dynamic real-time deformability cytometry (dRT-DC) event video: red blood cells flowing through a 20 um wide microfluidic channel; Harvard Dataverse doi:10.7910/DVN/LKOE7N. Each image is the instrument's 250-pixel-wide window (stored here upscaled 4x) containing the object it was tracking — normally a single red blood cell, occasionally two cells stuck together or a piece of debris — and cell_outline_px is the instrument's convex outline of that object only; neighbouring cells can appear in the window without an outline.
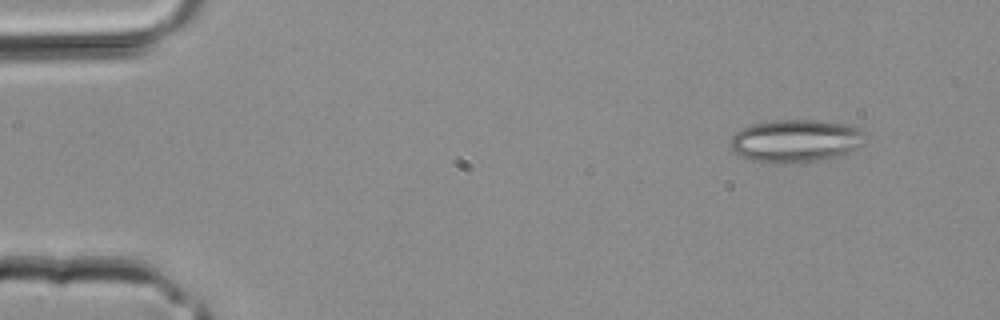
{"species": "common noctule bat (a hibernating species)", "species_latin": "Nyctalus noctula", "temperature_condition": "room temperature", "stored_images_in_passage": 3, "camera_frame_rate_fps": 3000, "um_per_image_px": 0.085, "animal": {"sex": "male", "body_mass_g": 20.4}, "frame": {"image": 1, "passage_image": 3, "time_ms": 0.667, "image_size_px": [1000, 320], "cell_outline_px": [[864, 144], [840, 156], [820, 160], [784, 164], [776, 164], [752, 160], [732, 152], [732, 136], [736, 132], [752, 124], [776, 120], [816, 120], [848, 124], [864, 132]], "centroid_in_image_um": [67.65, 11.98], "position_along_channel_um": 17.4, "area_um2": 33.58}}